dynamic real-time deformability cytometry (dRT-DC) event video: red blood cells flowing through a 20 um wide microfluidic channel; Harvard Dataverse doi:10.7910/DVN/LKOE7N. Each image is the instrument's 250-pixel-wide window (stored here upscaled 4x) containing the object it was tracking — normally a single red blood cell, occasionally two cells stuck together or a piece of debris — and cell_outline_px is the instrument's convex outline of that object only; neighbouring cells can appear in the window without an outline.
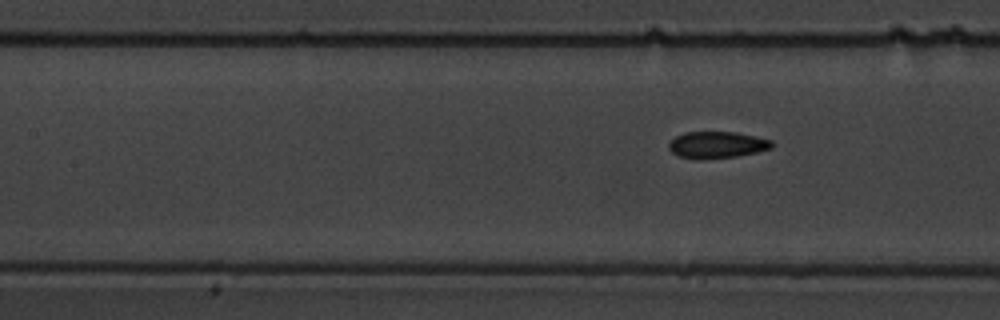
{"species": "common noctule bat (a hibernating species)", "species_latin": "Nyctalus noctula", "temperature_condition": "warm", "stored_images_in_passage": 9, "segment_of_instrument_passage": [2, 2], "camera_frame_rate_fps": 3000, "um_per_image_px": 0.085, "animal": {"sex": "male", "body_mass_g": 19.5, "forearm_length_mm": 54.6}, "frame": {"image": 1, "passage_image": 9, "time_ms": 9.333, "image_size_px": [1000, 320], "cell_outline_px": [[772, 148], [756, 152], [736, 156], [696, 160], [676, 156], [668, 148], [668, 144], [676, 136], [684, 132], [736, 132], [772, 140]], "centroid_in_image_um": [60.9, 12.32], "position_along_channel_um": 146.5, "area_um2": 16.07}}